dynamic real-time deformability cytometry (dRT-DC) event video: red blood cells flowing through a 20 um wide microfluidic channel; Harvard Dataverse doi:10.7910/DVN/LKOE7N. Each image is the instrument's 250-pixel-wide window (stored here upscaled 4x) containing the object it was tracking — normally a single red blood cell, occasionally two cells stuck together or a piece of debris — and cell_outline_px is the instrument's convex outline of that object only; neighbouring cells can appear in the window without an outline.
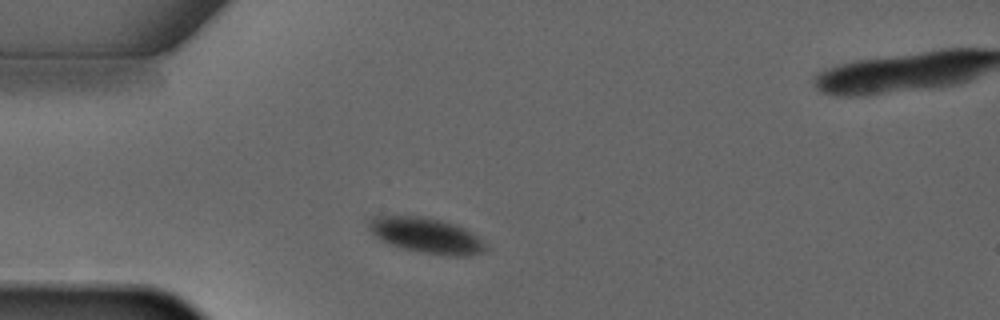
{"species": "common noctule bat (a hibernating species)", "species_latin": "Nyctalus noctula", "temperature_condition": "warm", "stored_images_in_passage": 2, "camera_frame_rate_fps": 3000, "um_per_image_px": 0.085, "animal": {"sex": "male", "forearm_length_mm": 52.5}, "frame": {"image": 1, "passage_image": 1, "time_ms": 0.0, "image_size_px": [1000, 320], "cell_outline_px": [[488, 252], [468, 256], [448, 256], [420, 252], [388, 244], [380, 240], [368, 228], [368, 220], [372, 216], [420, 216], [444, 220], [456, 224], [472, 232], [484, 240], [488, 244]], "centroid_in_image_um": [36.31, 20.02], "position_along_channel_um": 48.7, "area_um2": 24.62}}